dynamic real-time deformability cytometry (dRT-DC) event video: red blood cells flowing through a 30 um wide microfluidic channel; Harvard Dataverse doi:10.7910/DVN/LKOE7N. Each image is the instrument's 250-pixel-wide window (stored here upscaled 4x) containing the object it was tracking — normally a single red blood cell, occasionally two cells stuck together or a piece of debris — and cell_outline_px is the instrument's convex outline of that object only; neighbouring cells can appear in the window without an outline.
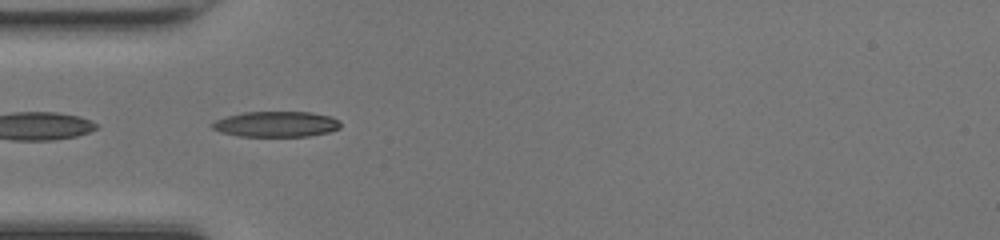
{"species": "common noctule bat (a hibernating species)", "species_latin": "Nyctalus noctula", "temperature_condition": "room temperature", "stored_images_in_passage": 34, "camera_frame_rate_fps": 3000, "um_per_image_px": 0.085, "animal": {"sex": "female", "body_mass_g": 17.0, "forearm_length_mm": 48.0}, "frame": {"image": 1, "passage_image": 1, "time_ms": 0.0, "image_size_px": [1000, 240], "cell_outline_px": [[340, 128], [328, 132], [308, 136], [240, 136], [220, 132], [212, 128], [208, 124], [216, 120], [228, 116], [244, 112], [312, 112], [332, 116], [340, 120]], "centroid_in_image_um": [23.48, 10.55], "position_along_channel_um": 61.5, "area_um2": 19.19}}
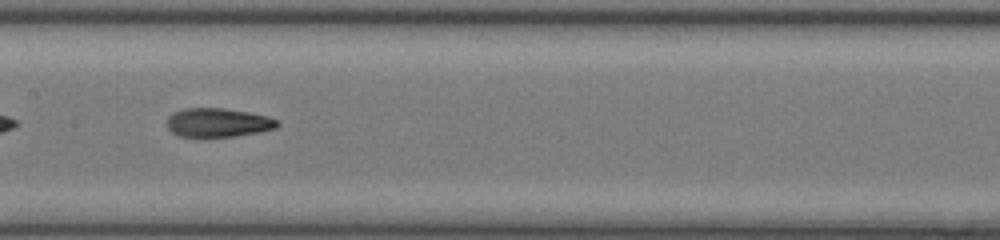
{"frame": {"image": 2, "passage_image": 10, "time_ms": 3.0, "image_size_px": [1000, 240], "cell_outline_px": [[280, 124], [276, 128], [260, 132], [236, 136], [180, 136], [172, 132], [168, 128], [168, 116], [172, 112], [184, 108], [224, 108], [248, 112], [268, 116], [280, 120]], "centroid_in_image_um": [18.57, 10.41], "position_along_channel_um": 188.8, "area_um2": 18.61}, "authors_computed_cell_mechanics": {"area_um2": 18.6694, "velocity_mm_per_s": 4.273, "shape_relaxation_time_tau1_ms": null, "shape_relaxation_time_tau2_ms": 1.9738, "deformation_change_tau1": null, "deformation_change_tau2": 0.0862}}